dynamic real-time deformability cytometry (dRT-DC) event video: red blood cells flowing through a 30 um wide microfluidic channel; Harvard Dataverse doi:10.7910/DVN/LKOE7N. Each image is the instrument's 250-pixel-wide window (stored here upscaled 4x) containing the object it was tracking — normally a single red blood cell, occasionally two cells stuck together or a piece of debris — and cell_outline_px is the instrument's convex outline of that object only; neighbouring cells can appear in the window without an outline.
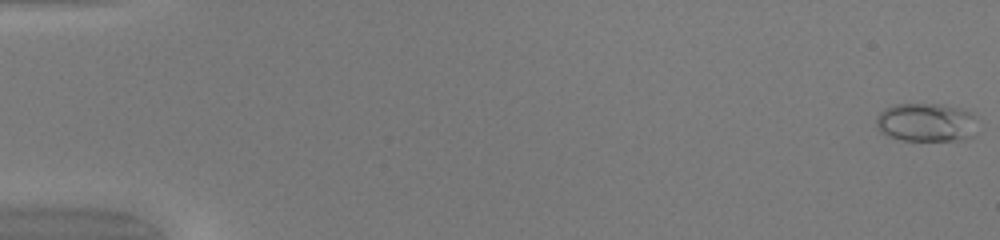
{"species": "common noctule bat (a hibernating species)", "species_latin": "Nyctalus noctula", "temperature_condition": "warm", "stored_images_in_passage": 50, "camera_frame_rate_fps": 3000, "um_per_image_px": 0.085, "animal": {"sex": "female", "body_mass_g": 20.0, "forearm_length_mm": 54.0}, "frame": {"image": 1, "passage_image": 1, "time_ms": 0.0, "image_size_px": [1000, 240], "cell_outline_px": [[976, 136], [964, 140], [900, 140], [888, 136], [880, 132], [876, 124], [876, 116], [884, 108], [892, 104], [940, 104], [960, 108], [968, 112], [972, 116]], "centroid_in_image_um": [78.68, 10.41], "position_along_channel_um": 6.3, "area_um2": 22.83}}
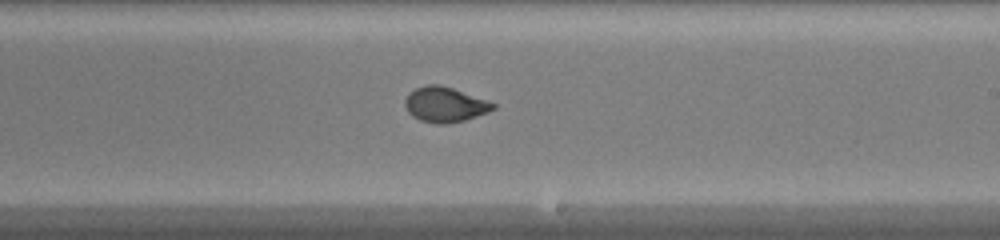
{"frame": {"image": 2, "passage_image": 31, "time_ms": 10.0, "image_size_px": [1000, 240], "cell_outline_px": [[496, 108], [488, 112], [464, 120], [444, 124], [436, 124], [420, 120], [412, 116], [408, 112], [404, 104], [404, 100], [408, 92], [416, 88], [428, 84], [440, 84], [452, 88], [496, 104]], "centroid_in_image_um": [37.77, 8.89], "position_along_channel_um": 251.2, "area_um2": 17.92}}
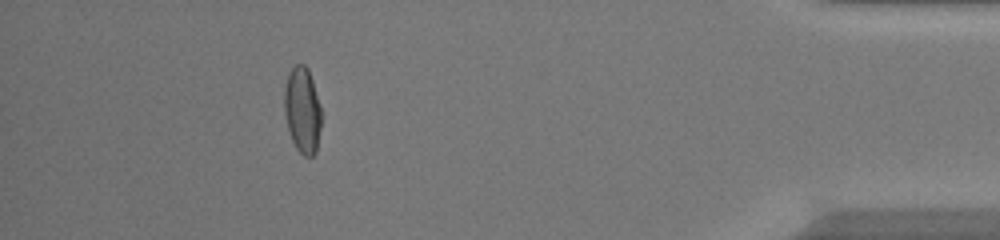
{"frame": {"image": 3, "passage_image": 46, "time_ms": 15.0, "image_size_px": [1000, 240], "cell_outline_px": [[320, 128], [316, 152], [312, 156], [304, 156], [296, 148], [292, 140], [288, 128], [284, 112], [284, 88], [288, 72], [296, 64], [304, 64], [308, 68], [320, 104]], "centroid_in_image_um": [25.69, 9.34], "position_along_channel_um": 409.5, "area_um2": 18.5}}